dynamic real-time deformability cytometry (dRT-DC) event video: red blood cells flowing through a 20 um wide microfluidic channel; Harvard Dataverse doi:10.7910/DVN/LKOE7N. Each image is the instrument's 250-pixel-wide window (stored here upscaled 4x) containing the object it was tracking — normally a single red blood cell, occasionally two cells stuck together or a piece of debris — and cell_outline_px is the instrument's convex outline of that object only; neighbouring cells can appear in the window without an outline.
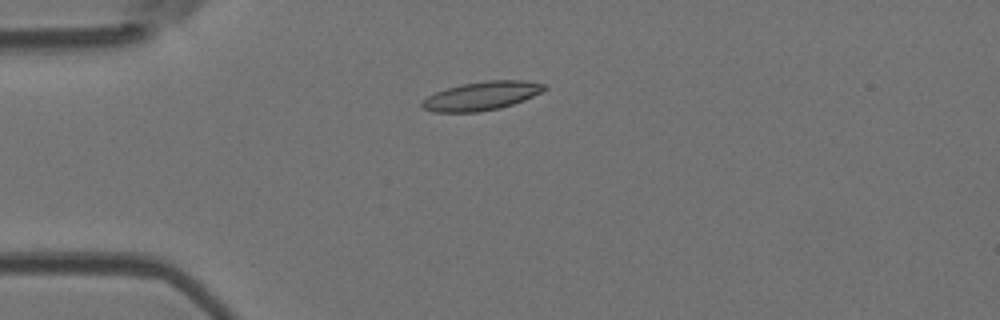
{"species": "Egyptian fruit bat (a non-hibernating species)", "species_latin": "Rousettus aegyptiacus", "temperature_condition": "room temperature", "stored_images_in_passage": 9, "camera_frame_rate_fps": 3000, "um_per_image_px": 0.085, "animal": {"sex": "female"}, "frame": {"image": 1, "passage_image": 4, "time_ms": 3.667, "image_size_px": [1000, 320], "cell_outline_px": [[548, 88], [524, 100], [500, 108], [476, 112], [432, 112], [424, 108], [420, 104], [420, 100], [436, 92], [460, 84], [488, 80], [520, 80], [548, 84]], "centroid_in_image_um": [40.92, 8.15], "position_along_channel_um": 44.1, "area_um2": 20.4}}
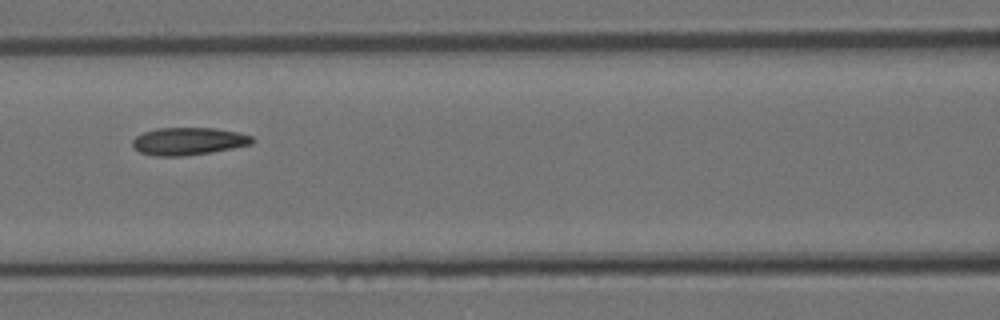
{"frame": {"image": 2, "passage_image": 7, "time_ms": 7.0, "image_size_px": [1000, 320], "cell_outline_px": [[256, 140], [252, 144], [212, 152], [184, 156], [156, 156], [140, 152], [132, 144], [132, 140], [136, 136], [144, 132], [156, 128], [216, 128], [236, 132], [252, 136]], "centroid_in_image_um": [16.03, 12.0], "position_along_channel_um": 150.6, "area_um2": 19.19}}
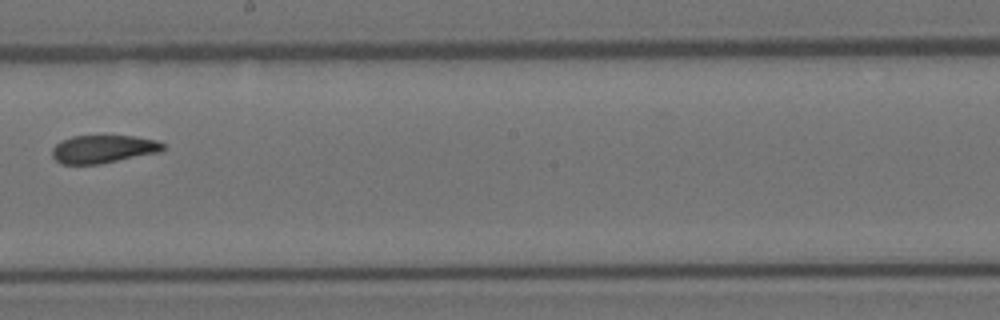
{"frame": {"image": 3, "passage_image": 9, "time_ms": 9.333, "image_size_px": [1000, 320], "cell_outline_px": [[164, 148], [160, 152], [100, 164], [60, 164], [52, 156], [52, 148], [60, 140], [72, 136], [136, 136], [156, 140], [164, 144]], "centroid_in_image_um": [8.75, 12.67], "position_along_channel_um": 239.4, "area_um2": 18.15}}